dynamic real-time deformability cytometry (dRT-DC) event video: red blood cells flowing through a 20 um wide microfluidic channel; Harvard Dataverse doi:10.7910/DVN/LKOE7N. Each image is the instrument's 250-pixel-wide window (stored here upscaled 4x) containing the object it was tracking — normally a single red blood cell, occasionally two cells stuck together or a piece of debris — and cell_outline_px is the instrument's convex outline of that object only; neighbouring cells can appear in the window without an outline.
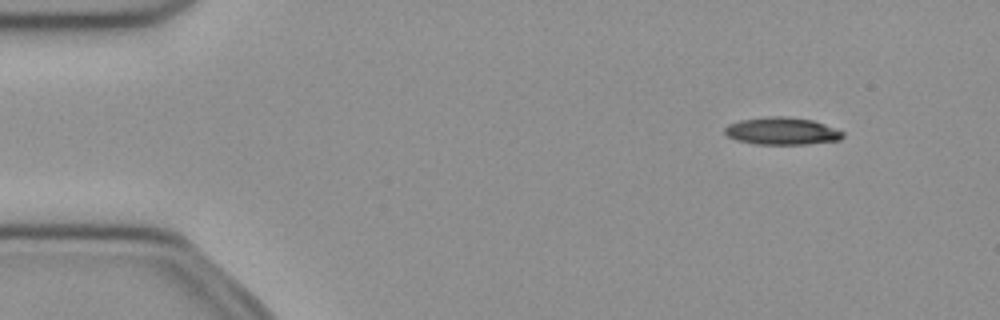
{"species": "common noctule bat (a hibernating species)", "species_latin": "Nyctalus noctula", "temperature_condition": "cold", "stored_images_in_passage": 52, "camera_frame_rate_fps": 3000, "um_per_image_px": 0.085, "animal": {"sex": "female", "body_mass_g": 21.9}, "frame": {"image": 1, "passage_image": 6, "time_ms": 1.667, "image_size_px": [1000, 320], "cell_outline_px": [[844, 136], [840, 140], [808, 144], [756, 144], [736, 140], [728, 136], [724, 132], [724, 128], [728, 124], [740, 120], [768, 116], [784, 116], [812, 120], [824, 124], [844, 132]], "centroid_in_image_um": [66.45, 11.14], "position_along_channel_um": 18.5, "area_um2": 18.84}}
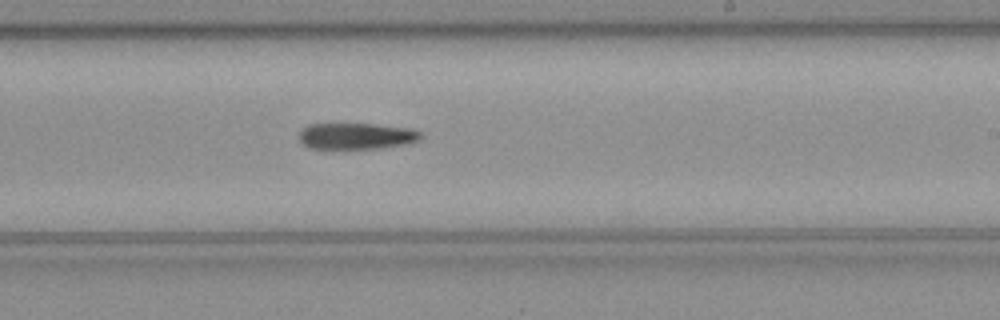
{"frame": {"image": 2, "passage_image": 31, "time_ms": 10.0, "image_size_px": [1000, 320], "cell_outline_px": [[424, 136], [420, 140], [408, 144], [380, 148], [308, 148], [300, 140], [300, 132], [308, 124], [376, 124], [416, 128]], "centroid_in_image_um": [30.4, 11.55], "position_along_channel_um": 258.6, "area_um2": 18.79}}
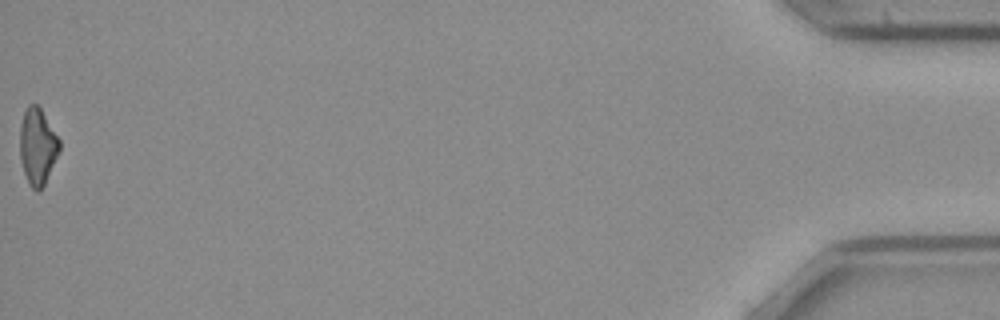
{"frame": {"image": 3, "passage_image": 52, "time_ms": 17.0, "image_size_px": [1000, 320], "cell_outline_px": [[60, 152], [44, 184], [36, 192], [28, 184], [20, 160], [20, 124], [24, 112], [28, 104], [36, 104], [40, 108], [60, 140]], "centroid_in_image_um": [3.19, 12.45], "position_along_channel_um": 432.0, "area_um2": 17.57}}